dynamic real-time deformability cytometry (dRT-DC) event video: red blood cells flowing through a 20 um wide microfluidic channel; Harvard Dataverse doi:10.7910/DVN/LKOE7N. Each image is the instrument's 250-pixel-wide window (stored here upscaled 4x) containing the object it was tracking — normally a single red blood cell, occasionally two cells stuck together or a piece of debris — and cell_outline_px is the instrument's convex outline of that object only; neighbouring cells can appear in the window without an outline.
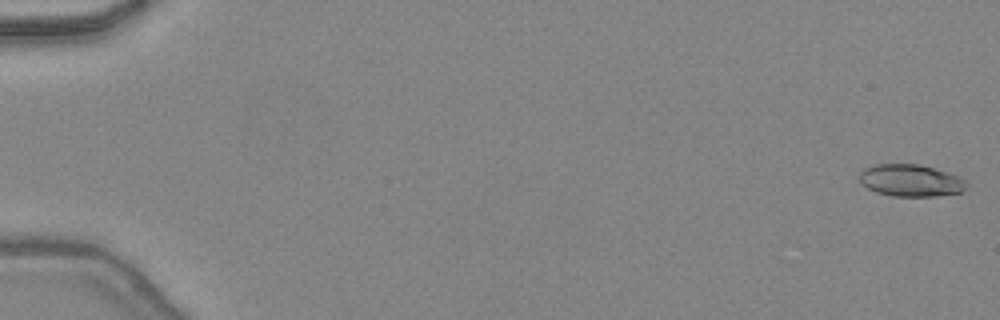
{"species": "common noctule bat (a hibernating species)", "species_latin": "Nyctalus noctula", "temperature_condition": "warm", "stored_images_in_passage": 47, "camera_frame_rate_fps": 3000, "um_per_image_px": 0.085, "animal": {"sex": "female", "body_mass_g": 24.6, "forearm_length_mm": 56.2}, "frame": {"image": 1, "passage_image": 1, "time_ms": 0.0, "image_size_px": [1000, 320], "cell_outline_px": [[968, 188], [960, 192], [936, 196], [892, 196], [876, 192], [860, 184], [860, 172], [864, 168], [876, 164], [916, 164], [948, 172], [960, 176], [968, 180]], "centroid_in_image_um": [77.44, 15.34], "position_along_channel_um": 7.6, "area_um2": 20.17}}
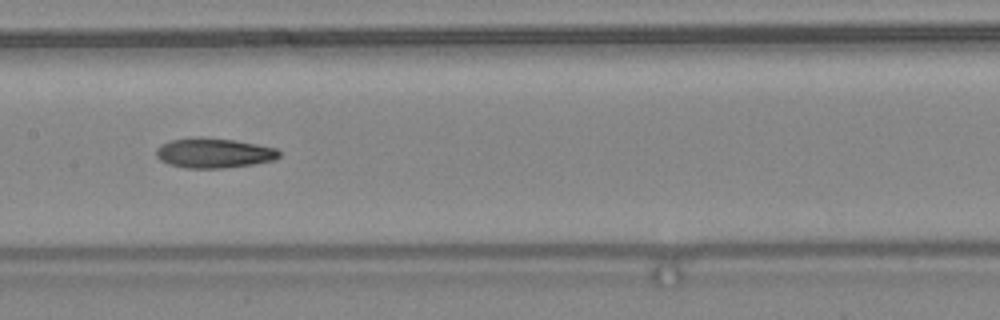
{"frame": {"image": 2, "passage_image": 25, "time_ms": 8.0, "image_size_px": [1000, 320], "cell_outline_px": [[280, 156], [272, 160], [252, 164], [224, 168], [188, 168], [168, 164], [160, 160], [156, 156], [156, 148], [160, 144], [172, 140], [232, 140], [256, 144], [276, 148], [280, 152]], "centroid_in_image_um": [18.18, 13.05], "position_along_channel_um": 189.2, "area_um2": 20.46}}
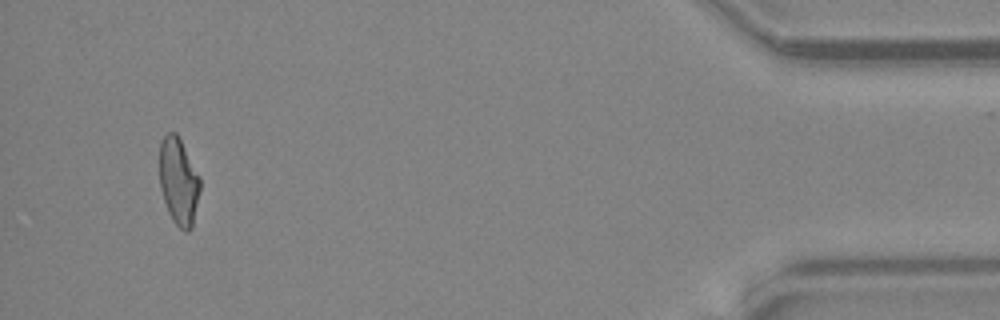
{"frame": {"image": 3, "passage_image": 45, "time_ms": 14.667, "image_size_px": [1000, 320], "cell_outline_px": [[200, 188], [192, 228], [188, 232], [184, 232], [172, 220], [168, 212], [160, 188], [160, 140], [168, 132], [176, 132], [200, 176]], "centroid_in_image_um": [15.18, 15.43], "position_along_channel_um": 420.0, "area_um2": 20.58}, "authors_computed_cell_mechanics": {"area_um2": 20.9236, "velocity_mm_per_s": 4.5112, "shape_relaxation_time_tau1_ms": null, "shape_relaxation_time_tau2_ms": 3.8788, "deformation_change_tau1": null, "deformation_change_tau2": 0.1267}}